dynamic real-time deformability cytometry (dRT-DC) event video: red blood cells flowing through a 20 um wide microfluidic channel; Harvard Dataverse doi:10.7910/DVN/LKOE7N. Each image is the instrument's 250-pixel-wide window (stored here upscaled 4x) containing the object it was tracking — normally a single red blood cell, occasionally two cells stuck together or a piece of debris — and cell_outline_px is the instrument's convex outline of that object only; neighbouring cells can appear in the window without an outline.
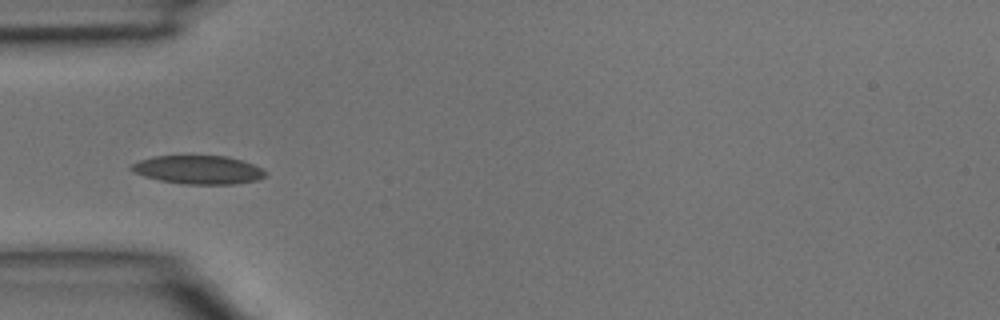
{"species": "common noctule bat (a hibernating species)", "species_latin": "Nyctalus noctula", "temperature_condition": "room temperature", "stored_images_in_passage": 5, "camera_frame_rate_fps": 3000, "um_per_image_px": 0.085, "animal": {"sex": "male", "body_mass_g": 15.6}, "frame": {"image": 1, "passage_image": 4, "time_ms": 1.0, "image_size_px": [1000, 320], "cell_outline_px": [[268, 172], [264, 176], [256, 180], [232, 184], [180, 184], [160, 180], [144, 176], [128, 168], [132, 164], [140, 160], [152, 156], [228, 156], [244, 160]], "centroid_in_image_um": [16.86, 14.42], "position_along_channel_um": 68.1, "area_um2": 22.2}}
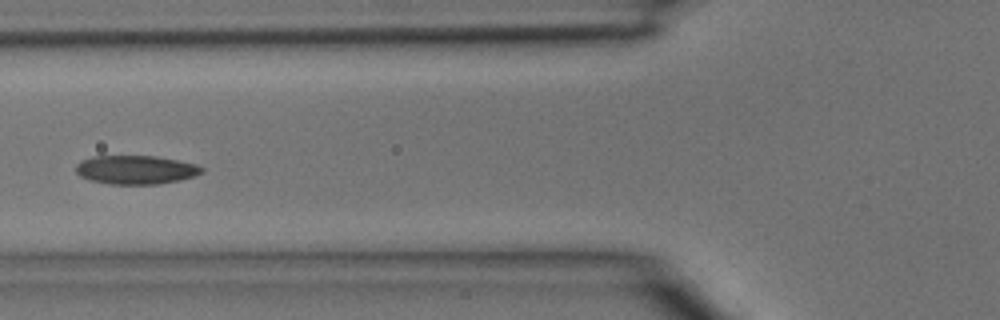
{"frame": {"image": 2, "passage_image": 5, "time_ms": 1.333, "image_size_px": [1000, 320], "cell_outline_px": [[204, 172], [180, 180], [156, 184], [112, 184], [88, 180], [80, 176], [76, 172], [76, 164], [80, 160], [92, 156], [156, 156], [196, 164], [204, 168]], "centroid_in_image_um": [11.51, 14.43], "position_along_channel_um": 114.3, "area_um2": 21.1}}